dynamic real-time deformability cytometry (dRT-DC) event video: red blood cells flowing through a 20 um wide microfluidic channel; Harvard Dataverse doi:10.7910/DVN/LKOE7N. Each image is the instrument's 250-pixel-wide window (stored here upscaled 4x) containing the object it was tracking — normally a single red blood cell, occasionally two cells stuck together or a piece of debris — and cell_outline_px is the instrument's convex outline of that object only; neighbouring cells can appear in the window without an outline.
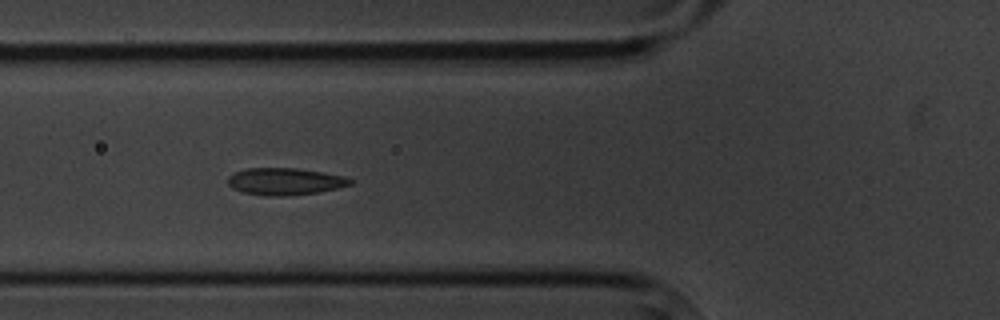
{"species": "common noctule bat (a hibernating species)", "species_latin": "Nyctalus noctula", "temperature_condition": "cold", "stored_images_in_passage": 8, "camera_frame_rate_fps": 3000, "um_per_image_px": 0.085, "animal": {"sex": "male", "body_mass_g": 20.1, "forearm_length_mm": 53.5}, "frame": {"image": 1, "passage_image": 5, "time_ms": 4.667, "image_size_px": [1000, 320], "cell_outline_px": [[352, 184], [336, 188], [316, 192], [284, 196], [268, 196], [244, 192], [232, 188], [228, 184], [228, 176], [232, 172], [244, 168], [296, 168], [324, 172], [344, 176], [352, 180]], "centroid_in_image_um": [24.18, 15.41], "position_along_channel_um": 101.6, "area_um2": 19.25}}
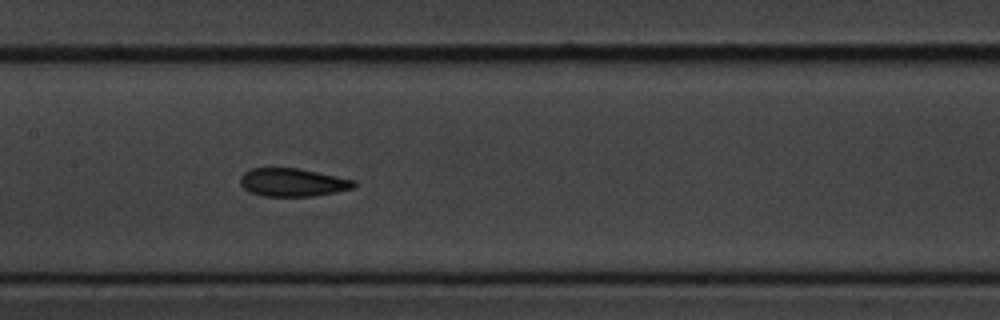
{"frame": {"image": 2, "passage_image": 7, "time_ms": 7.0, "image_size_px": [1000, 320], "cell_outline_px": [[356, 184], [352, 188], [336, 192], [316, 196], [264, 196], [248, 192], [240, 184], [240, 176], [244, 172], [252, 168], [296, 168], [356, 180]], "centroid_in_image_um": [24.85, 15.51], "position_along_channel_um": 182.6, "area_um2": 18.61}}
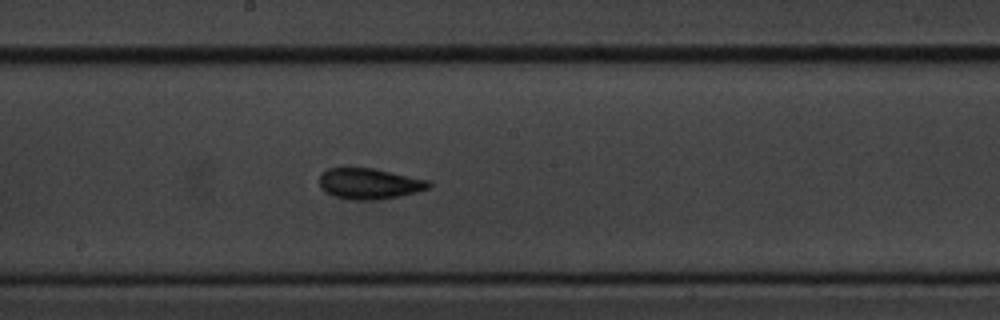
{"frame": {"image": 3, "passage_image": 8, "time_ms": 8.0, "image_size_px": [1000, 320], "cell_outline_px": [[432, 184], [428, 188], [416, 192], [396, 196], [372, 200], [352, 200], [332, 196], [320, 184], [320, 172], [328, 168], [372, 168], [428, 180]], "centroid_in_image_um": [31.37, 15.6], "position_along_channel_um": 216.8, "area_um2": 19.31}}